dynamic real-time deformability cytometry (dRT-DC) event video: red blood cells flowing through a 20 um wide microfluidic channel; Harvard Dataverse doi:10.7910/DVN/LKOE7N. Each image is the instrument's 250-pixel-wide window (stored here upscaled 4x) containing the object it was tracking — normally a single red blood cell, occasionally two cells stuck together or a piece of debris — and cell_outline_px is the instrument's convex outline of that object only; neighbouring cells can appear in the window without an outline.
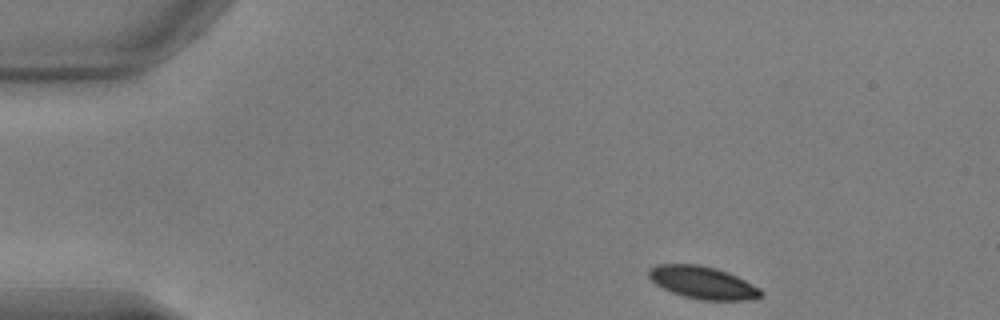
{"species": "common noctule bat (a hibernating species)", "species_latin": "Nyctalus noctula", "temperature_condition": "warm", "stored_images_in_passage": 8, "camera_frame_rate_fps": 3000, "um_per_image_px": 0.085, "animal": {"sex": "male", "body_mass_g": 17.9, "forearm_length_mm": 54.2}, "frame": {"image": 1, "passage_image": 1, "time_ms": 0.0, "image_size_px": [1000, 320], "cell_outline_px": [[764, 296], [748, 300], [700, 300], [684, 296], [672, 292], [656, 284], [648, 276], [648, 268], [656, 264], [696, 264], [716, 268], [728, 272], [760, 288], [764, 292]], "centroid_in_image_um": [59.74, 24.02], "position_along_channel_um": 25.3, "area_um2": 21.27}}